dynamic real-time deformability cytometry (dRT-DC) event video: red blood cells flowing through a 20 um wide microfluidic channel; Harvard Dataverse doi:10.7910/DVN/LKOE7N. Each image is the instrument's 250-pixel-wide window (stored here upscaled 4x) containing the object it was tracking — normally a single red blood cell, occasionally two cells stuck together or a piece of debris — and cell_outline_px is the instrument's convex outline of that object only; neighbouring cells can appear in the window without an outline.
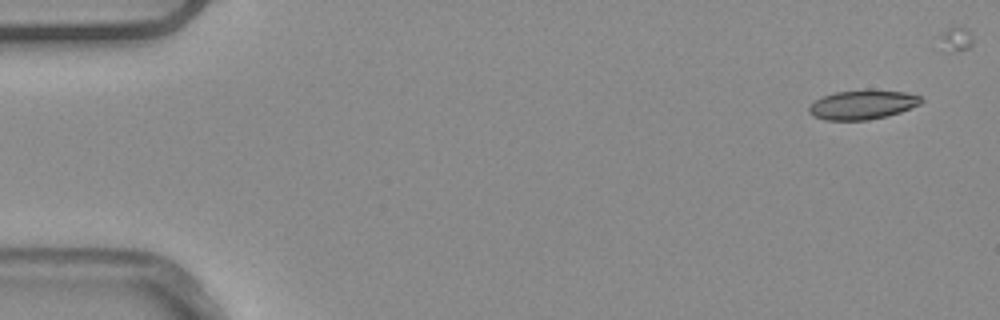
{"species": "common noctule bat (a hibernating species)", "species_latin": "Nyctalus noctula", "temperature_condition": "warm", "stored_images_in_passage": 8, "camera_frame_rate_fps": 3000, "um_per_image_px": 0.085, "animal": {"sex": "male", "body_mass_g": 20.4}, "frame": {"image": 1, "passage_image": 1, "time_ms": 0.0, "image_size_px": [1000, 320], "cell_outline_px": [[924, 100], [920, 104], [900, 112], [868, 120], [824, 120], [812, 116], [808, 112], [808, 108], [816, 100], [824, 96], [836, 92], [868, 88], [904, 92], [920, 96]], "centroid_in_image_um": [73.31, 8.88], "position_along_channel_um": 11.7, "area_um2": 19.31}}
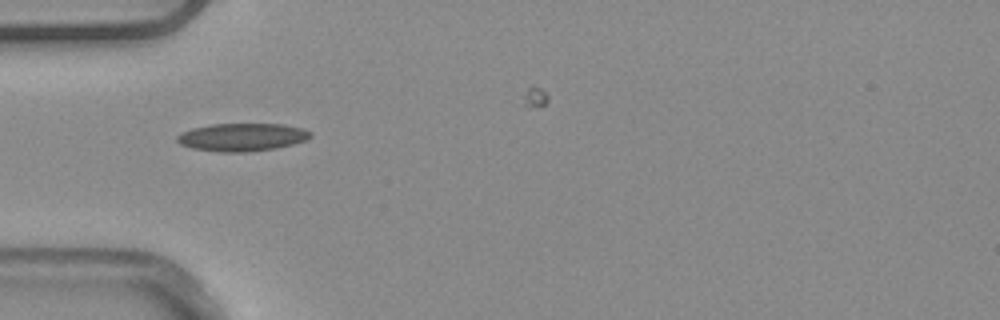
{"frame": {"image": 2, "passage_image": 4, "time_ms": 1.0, "image_size_px": [1000, 320], "cell_outline_px": [[312, 136], [308, 140], [276, 148], [244, 152], [220, 152], [192, 148], [180, 144], [176, 140], [176, 136], [192, 128], [212, 124], [284, 124], [304, 128], [312, 132]], "centroid_in_image_um": [20.62, 11.65], "position_along_channel_um": 64.4, "area_um2": 21.73}}
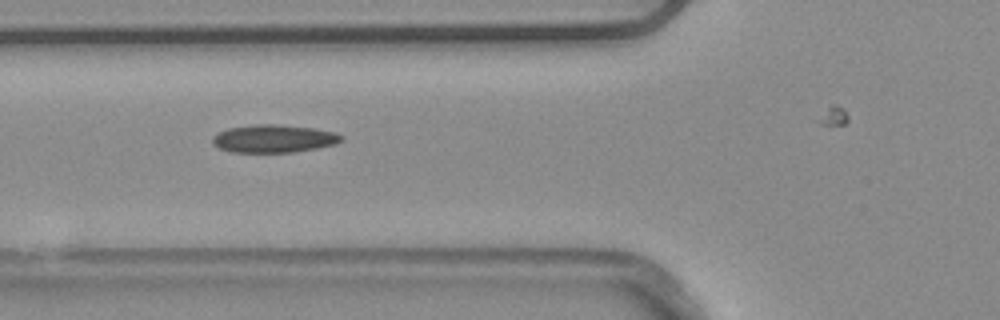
{"frame": {"image": 3, "passage_image": 5, "time_ms": 1.333, "image_size_px": [1000, 320], "cell_outline_px": [[344, 140], [336, 144], [316, 148], [292, 152], [232, 152], [220, 148], [212, 144], [212, 136], [228, 128], [256, 124], [276, 124], [312, 128], [336, 132], [344, 136]], "centroid_in_image_um": [23.29, 11.78], "position_along_channel_um": 102.5, "area_um2": 20.92}}